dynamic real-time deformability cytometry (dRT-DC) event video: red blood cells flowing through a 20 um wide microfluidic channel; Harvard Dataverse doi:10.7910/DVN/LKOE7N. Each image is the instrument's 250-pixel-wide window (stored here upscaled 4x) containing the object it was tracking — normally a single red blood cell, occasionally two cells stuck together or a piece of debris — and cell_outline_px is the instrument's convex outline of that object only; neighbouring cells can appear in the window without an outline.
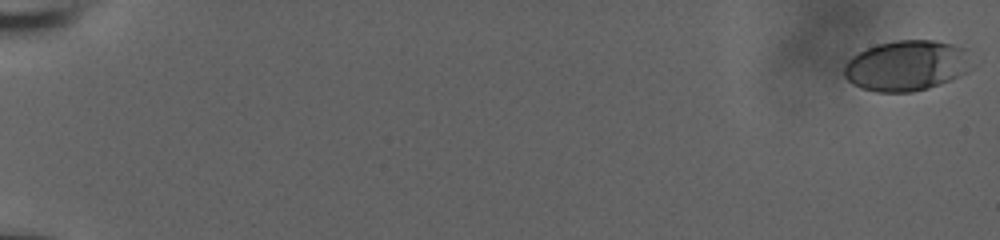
{"species": "human", "species_latin": "Homo sapiens", "temperature_condition": "room temperature", "stored_images_in_passage": 20, "camera_frame_rate_fps": 3000, "um_per_image_px": 0.085, "donor": {"sex": "male"}, "frame": {"image": 1, "passage_image": 1, "time_ms": 0.0, "image_size_px": [1000, 240], "cell_outline_px": [[968, 72], [940, 84], [928, 88], [912, 92], [876, 92], [860, 88], [852, 84], [844, 76], [844, 64], [852, 56], [876, 44], [896, 40], [932, 40], [952, 44], [964, 48]], "centroid_in_image_um": [76.97, 5.59], "position_along_channel_um": 8.0, "area_um2": 37.17}}
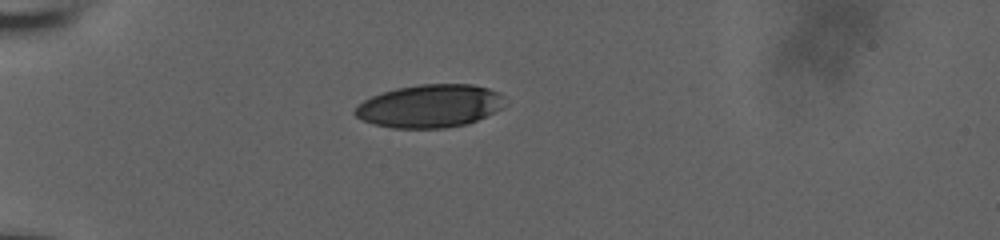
{"frame": {"image": 2, "passage_image": 17, "time_ms": 5.333, "image_size_px": [1000, 240], "cell_outline_px": [[504, 96], [500, 108], [468, 124], [444, 128], [392, 128], [372, 124], [356, 116], [352, 112], [364, 100], [372, 96], [396, 88], [420, 84], [472, 84], [488, 88]], "centroid_in_image_um": [36.5, 9.01], "position_along_channel_um": 48.5, "area_um2": 37.22}}
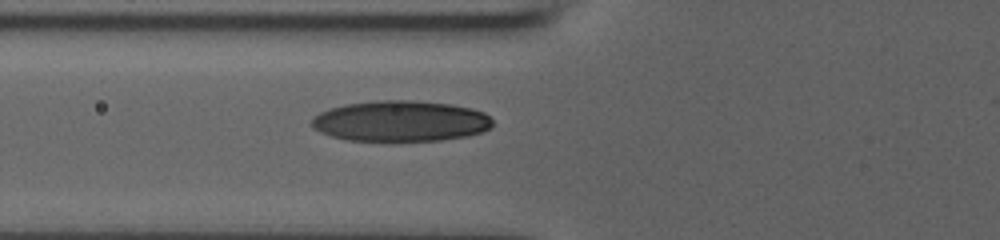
{"frame": {"image": 3, "passage_image": 20, "time_ms": 6.333, "image_size_px": [1000, 240], "cell_outline_px": [[492, 128], [484, 132], [468, 136], [440, 140], [348, 140], [332, 136], [320, 132], [312, 128], [312, 120], [320, 112], [328, 108], [348, 104], [380, 100], [408, 100], [448, 104], [472, 108], [484, 112], [492, 120]], "centroid_in_image_um": [34.08, 10.29], "position_along_channel_um": 91.7, "area_um2": 42.77}}